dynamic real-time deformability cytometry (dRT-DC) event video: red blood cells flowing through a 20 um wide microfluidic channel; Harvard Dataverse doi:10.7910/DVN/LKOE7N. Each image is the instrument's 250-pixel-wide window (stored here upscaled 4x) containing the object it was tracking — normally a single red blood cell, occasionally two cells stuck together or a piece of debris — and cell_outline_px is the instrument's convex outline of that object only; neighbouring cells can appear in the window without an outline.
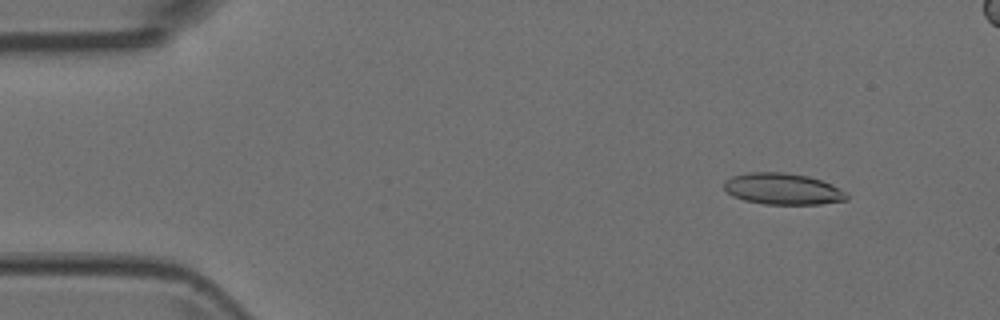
{"species": "Egyptian fruit bat (a non-hibernating species)", "species_latin": "Rousettus aegyptiacus", "temperature_condition": "room temperature", "stored_images_in_passage": 53, "camera_frame_rate_fps": 3000, "um_per_image_px": 0.085, "animal": {"sex": "female"}, "frame": {"image": 1, "passage_image": 5, "time_ms": 1.333, "image_size_px": [1000, 320], "cell_outline_px": [[848, 200], [820, 204], [764, 204], [744, 200], [732, 196], [724, 188], [724, 180], [732, 176], [748, 172], [784, 172], [808, 176], [832, 184], [848, 192]], "centroid_in_image_um": [66.55, 16.06], "position_along_channel_um": 18.5, "area_um2": 22.6}}
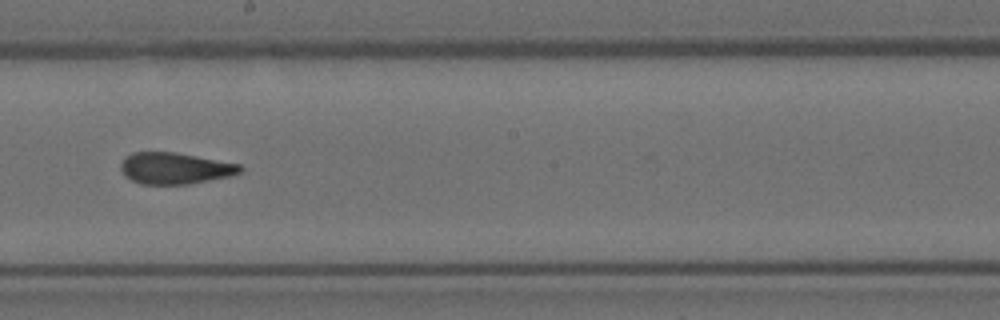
{"frame": {"image": 2, "passage_image": 29, "time_ms": 9.333, "image_size_px": [1000, 320], "cell_outline_px": [[244, 168], [240, 172], [228, 176], [188, 184], [140, 184], [132, 180], [120, 168], [120, 164], [132, 152], [176, 152], [240, 164]], "centroid_in_image_um": [14.89, 14.3], "position_along_channel_um": 233.3, "area_um2": 21.56}}
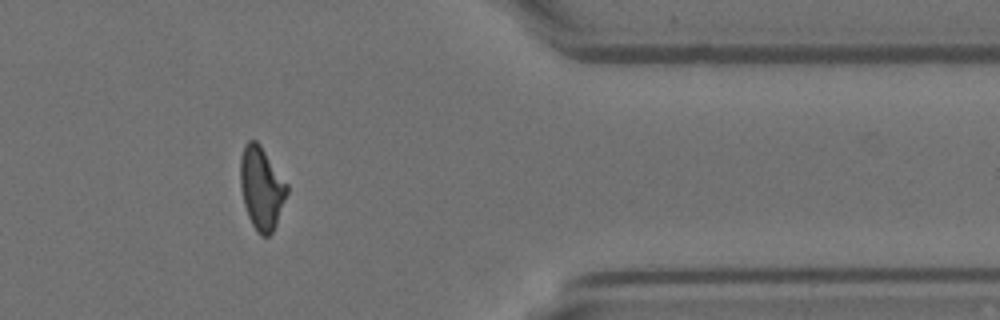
{"frame": {"image": 3, "passage_image": 43, "time_ms": 14.0, "image_size_px": [1000, 320], "cell_outline_px": [[288, 192], [276, 224], [272, 232], [268, 236], [260, 236], [252, 224], [248, 216], [244, 204], [240, 188], [240, 156], [244, 144], [248, 140], [256, 140], [260, 144], [288, 184]], "centroid_in_image_um": [22.22, 15.96], "position_along_channel_um": 389.2, "area_um2": 22.6}}